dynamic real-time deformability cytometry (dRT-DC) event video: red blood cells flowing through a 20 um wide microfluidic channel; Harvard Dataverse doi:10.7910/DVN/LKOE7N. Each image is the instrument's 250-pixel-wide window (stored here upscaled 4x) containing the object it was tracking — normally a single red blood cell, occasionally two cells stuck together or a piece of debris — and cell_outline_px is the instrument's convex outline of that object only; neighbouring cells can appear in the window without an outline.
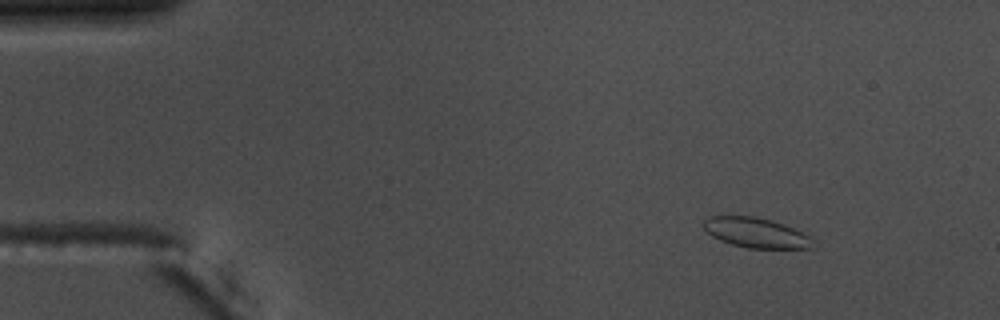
{"species": "common noctule bat (a hibernating species)", "species_latin": "Nyctalus noctula", "temperature_condition": "warm", "stored_images_in_passage": 57, "camera_frame_rate_fps": 3000, "um_per_image_px": 0.085, "animal": {"sex": "male", "body_mass_g": 17.5, "forearm_length_mm": 52.3}, "frame": {"image": 1, "passage_image": 8, "time_ms": 2.333, "image_size_px": [1000, 320], "cell_outline_px": [[812, 248], [748, 248], [732, 244], [720, 240], [712, 236], [704, 228], [704, 220], [708, 216], [756, 216], [772, 220], [792, 228], [808, 236], [812, 240]], "centroid_in_image_um": [64.21, 19.77], "position_along_channel_um": 20.8, "area_um2": 18.79}}
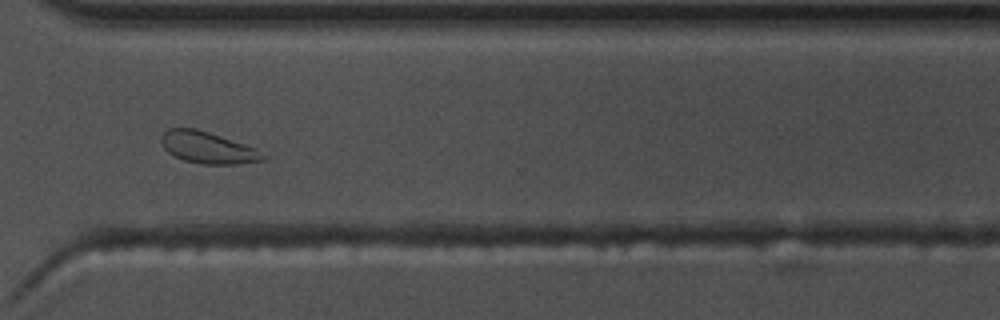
{"frame": {"image": 2, "passage_image": 43, "time_ms": 14.0, "image_size_px": [1000, 320], "cell_outline_px": [[268, 156], [264, 160], [236, 164], [200, 164], [184, 160], [168, 152], [164, 148], [160, 140], [160, 136], [168, 128], [196, 128], [256, 148]], "centroid_in_image_um": [17.65, 12.55], "position_along_channel_um": 352.9, "area_um2": 18.73}}
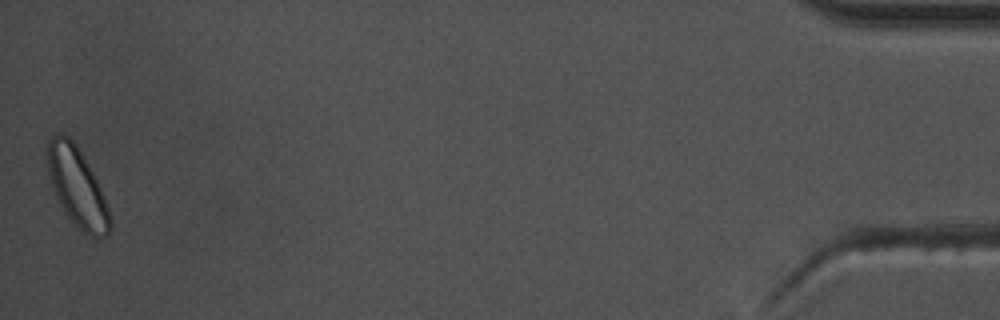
{"frame": {"image": 3, "passage_image": 57, "time_ms": 18.667, "image_size_px": [1000, 320], "cell_outline_px": [[112, 228], [108, 236], [96, 240], [88, 236], [68, 216], [56, 196], [44, 164], [48, 140], [52, 136], [68, 136], [76, 144], [92, 172], [104, 196], [112, 220]], "centroid_in_image_um": [6.56, 15.94], "position_along_channel_um": 428.6, "area_um2": 28.78}, "authors_computed_cell_mechanics": {"area_um2": 18.785, "velocity_mm_per_s": 3.6278, "shape_relaxation_time_tau1_ms": 3.3037, "shape_relaxation_time_tau2_ms": null, "deformation_change_tau1": 0.0824, "deformation_change_tau2": null}}